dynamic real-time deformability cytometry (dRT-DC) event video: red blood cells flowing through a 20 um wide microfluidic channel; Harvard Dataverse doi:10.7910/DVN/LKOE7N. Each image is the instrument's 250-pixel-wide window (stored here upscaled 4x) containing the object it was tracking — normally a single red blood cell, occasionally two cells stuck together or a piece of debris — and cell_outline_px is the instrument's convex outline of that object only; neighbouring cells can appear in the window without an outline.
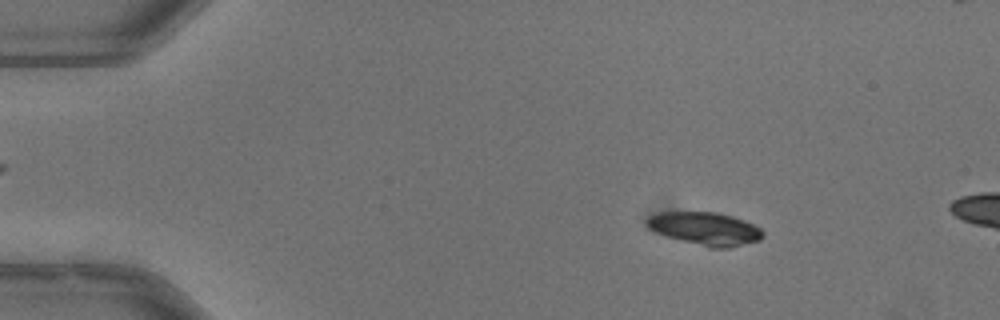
{"species": "common noctule bat (a hibernating species)", "species_latin": "Nyctalus noctula", "temperature_condition": "warm", "stored_images_in_passage": 14, "camera_frame_rate_fps": 3000, "um_per_image_px": 0.085, "animal": {"sex": "male", "body_mass_g": 13.3}, "frame": {"image": 1, "passage_image": 8, "time_ms": 2.333, "image_size_px": [1000, 320], "cell_outline_px": [[764, 236], [760, 240], [732, 248], [708, 248], [668, 236], [656, 232], [648, 228], [648, 216], [660, 212], [716, 212], [732, 216], [744, 220], [760, 228], [764, 232]], "centroid_in_image_um": [59.99, 19.44], "position_along_channel_um": 25.0, "area_um2": 22.25}}